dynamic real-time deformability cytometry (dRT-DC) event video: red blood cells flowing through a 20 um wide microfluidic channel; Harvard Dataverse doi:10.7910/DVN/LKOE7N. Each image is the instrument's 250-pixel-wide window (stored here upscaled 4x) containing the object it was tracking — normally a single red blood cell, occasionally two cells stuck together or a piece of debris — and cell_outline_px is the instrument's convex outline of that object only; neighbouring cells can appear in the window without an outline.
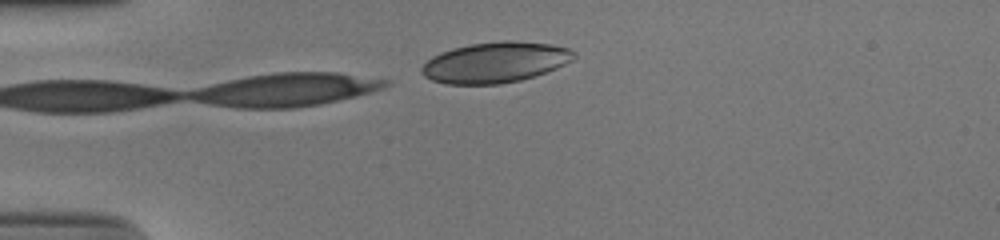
{"species": "human", "species_latin": "Homo sapiens", "temperature_condition": "cold", "stored_images_in_passage": 7, "camera_frame_rate_fps": 3000, "um_per_image_px": 0.085, "donor": {"sex": "male"}, "frame": {"image": 1, "passage_image": 7, "time_ms": 2.0, "image_size_px": [1000, 240], "cell_outline_px": [[576, 56], [572, 60], [556, 68], [520, 80], [500, 84], [448, 84], [432, 80], [424, 76], [420, 72], [420, 68], [432, 56], [440, 52], [452, 48], [468, 44], [504, 40], [516, 40], [552, 44], [568, 48], [576, 52]], "centroid_in_image_um": [42.08, 5.28], "position_along_channel_um": 42.9, "area_um2": 36.18}}